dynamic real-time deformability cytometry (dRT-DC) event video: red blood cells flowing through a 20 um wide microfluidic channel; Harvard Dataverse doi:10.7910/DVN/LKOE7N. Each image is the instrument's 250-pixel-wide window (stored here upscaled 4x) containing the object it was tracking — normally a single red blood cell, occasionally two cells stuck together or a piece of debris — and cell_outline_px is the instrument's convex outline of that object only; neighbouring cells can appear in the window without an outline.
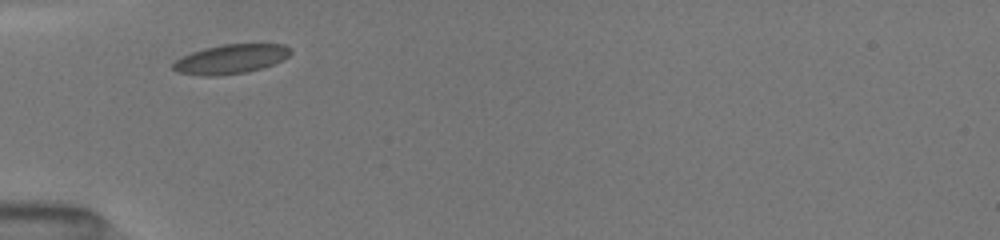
{"species": "common noctule bat (a hibernating species)", "species_latin": "Nyctalus noctula", "temperature_condition": "room temperature", "stored_images_in_passage": 5, "camera_frame_rate_fps": 3000, "um_per_image_px": 0.085, "animal": {"sex": "female", "body_mass_g": 19.5, "forearm_length_mm": 54.1}, "frame": {"image": 1, "passage_image": 1, "time_ms": 0.0, "image_size_px": [1000, 240], "cell_outline_px": [[292, 52], [288, 56], [272, 64], [248, 72], [212, 76], [204, 76], [176, 72], [172, 68], [172, 64], [180, 56], [204, 48], [224, 44], [284, 44], [292, 48]], "centroid_in_image_um": [19.59, 5.01], "position_along_channel_um": 65.4, "area_um2": 20.06}}
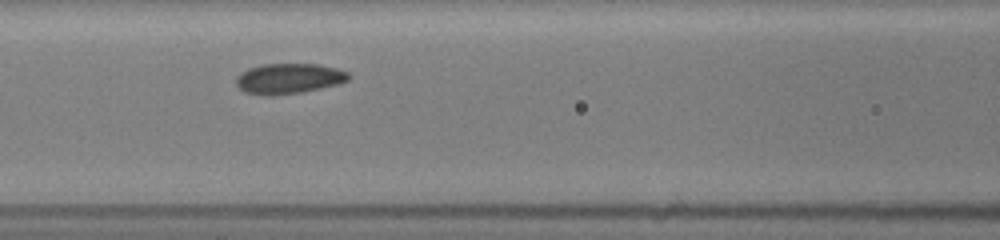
{"frame": {"image": 2, "passage_image": 3, "time_ms": 2.0, "image_size_px": [1000, 240], "cell_outline_px": [[352, 76], [348, 80], [336, 84], [320, 88], [300, 92], [272, 96], [260, 96], [244, 92], [236, 84], [236, 76], [240, 72], [248, 68], [260, 64], [320, 64], [336, 68], [348, 72]], "centroid_in_image_um": [24.51, 6.67], "position_along_channel_um": 142.1, "area_um2": 20.11}}
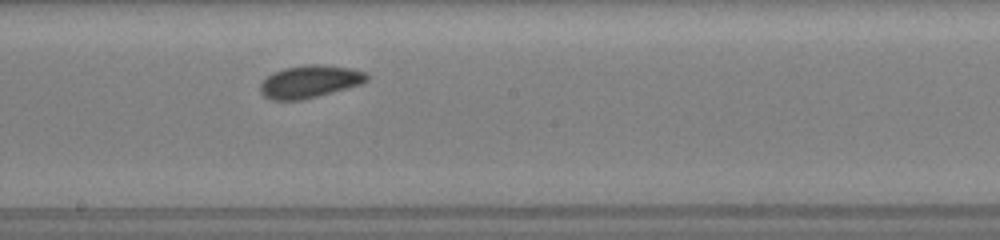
{"frame": {"image": 3, "passage_image": 5, "time_ms": 4.0, "image_size_px": [1000, 240], "cell_outline_px": [[368, 80], [360, 84], [316, 96], [300, 100], [272, 100], [264, 96], [260, 92], [260, 84], [272, 72], [284, 68], [308, 64], [316, 64], [352, 68], [364, 72], [368, 76]], "centroid_in_image_um": [26.29, 6.92], "position_along_channel_um": 221.9, "area_um2": 19.94}}